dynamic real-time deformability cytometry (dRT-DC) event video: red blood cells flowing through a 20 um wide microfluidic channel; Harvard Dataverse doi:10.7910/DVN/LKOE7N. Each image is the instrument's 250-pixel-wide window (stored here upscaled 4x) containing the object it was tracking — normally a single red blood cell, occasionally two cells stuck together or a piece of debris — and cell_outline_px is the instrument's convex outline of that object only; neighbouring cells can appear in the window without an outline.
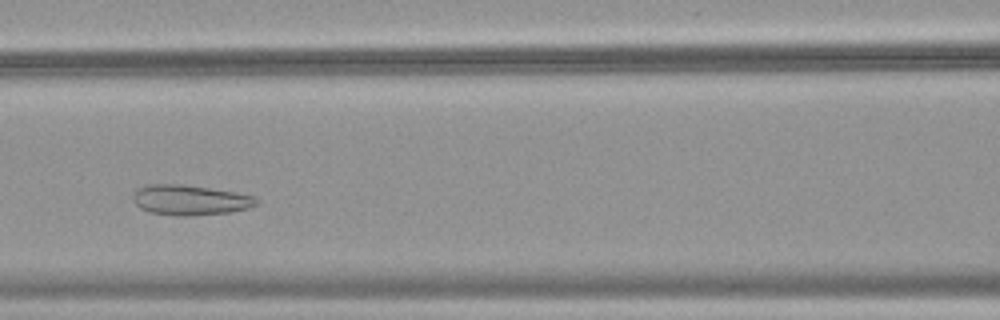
{"species": "common noctule bat (a hibernating species)", "species_latin": "Nyctalus noctula", "temperature_condition": "warm", "stored_images_in_passage": 36, "camera_frame_rate_fps": 3000, "um_per_image_px": 0.085, "animal": {"sex": "female", "body_mass_g": 18.4}, "frame": {"image": 1, "passage_image": 15, "time_ms": 4.667, "image_size_px": [1000, 320], "cell_outline_px": [[260, 204], [248, 208], [232, 212], [188, 216], [176, 216], [148, 212], [140, 208], [132, 200], [132, 192], [136, 188], [148, 184], [180, 184], [236, 192], [252, 196], [260, 200]], "centroid_in_image_um": [16.13, 17.01], "position_along_channel_um": 150.5, "area_um2": 22.02}}
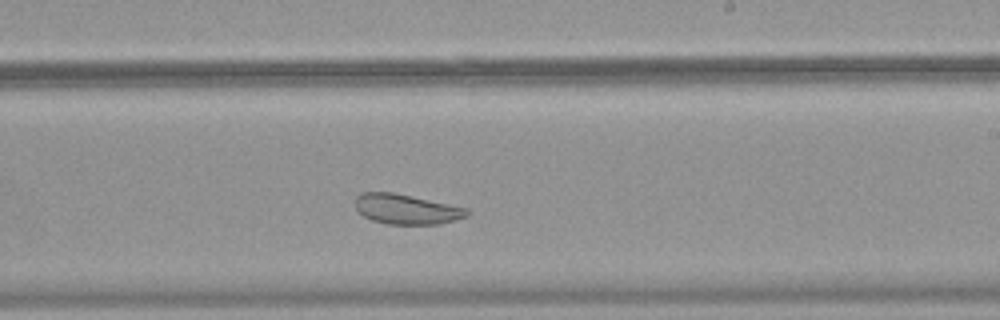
{"frame": {"image": 2, "passage_image": 23, "time_ms": 7.333, "image_size_px": [1000, 320], "cell_outline_px": [[468, 216], [456, 220], [440, 224], [388, 224], [372, 220], [356, 212], [356, 196], [360, 192], [392, 192], [468, 208]], "centroid_in_image_um": [34.53, 17.78], "position_along_channel_um": 254.5, "area_um2": 19.54}}
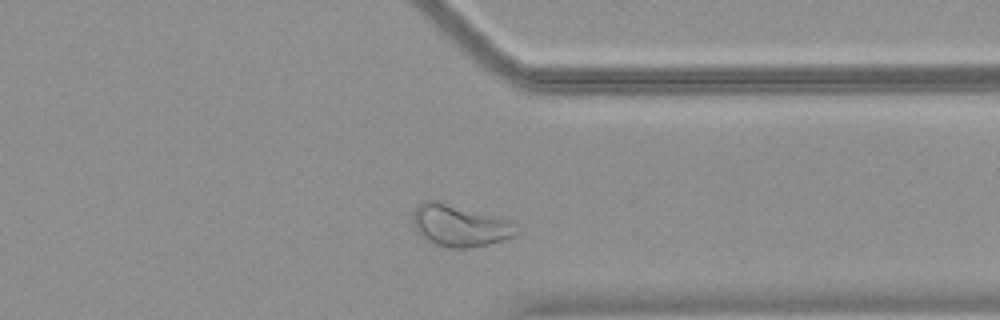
{"frame": {"image": 3, "passage_image": 32, "time_ms": 10.333, "image_size_px": [1000, 320], "cell_outline_px": [[520, 232], [504, 240], [488, 244], [468, 248], [456, 248], [436, 244], [420, 236], [416, 232], [412, 220], [416, 208], [424, 200], [436, 200], [516, 224], [520, 228]], "centroid_in_image_um": [39.04, 19.2], "position_along_channel_um": 372.4, "area_um2": 24.51}}